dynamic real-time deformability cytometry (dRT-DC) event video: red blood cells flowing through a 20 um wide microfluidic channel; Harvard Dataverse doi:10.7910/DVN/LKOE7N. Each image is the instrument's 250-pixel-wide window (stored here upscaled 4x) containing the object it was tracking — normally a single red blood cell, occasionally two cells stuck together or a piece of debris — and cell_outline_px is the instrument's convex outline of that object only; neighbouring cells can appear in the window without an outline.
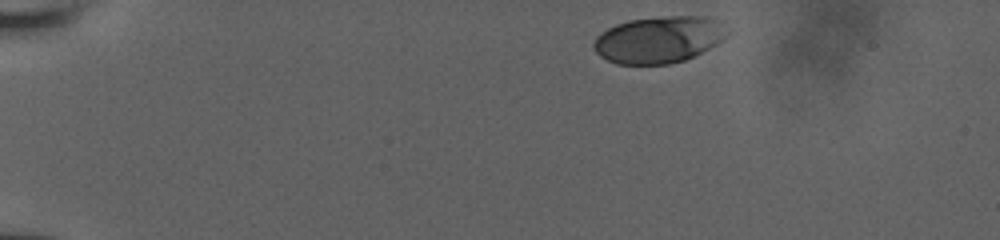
{"species": "human", "species_latin": "Homo sapiens", "temperature_condition": "room temperature", "stored_images_in_passage": 9, "camera_frame_rate_fps": 3000, "um_per_image_px": 0.085, "donor": {"sex": "male"}, "frame": {"image": 1, "passage_image": 1, "time_ms": 0.0, "image_size_px": [1000, 240], "cell_outline_px": [[732, 28], [724, 40], [684, 60], [668, 64], [616, 64], [600, 56], [592, 48], [592, 44], [596, 36], [600, 32], [616, 24], [628, 20], [664, 16], [708, 16], [720, 20]], "centroid_in_image_um": [56.04, 3.34], "position_along_channel_um": 29.0, "area_um2": 36.88}}
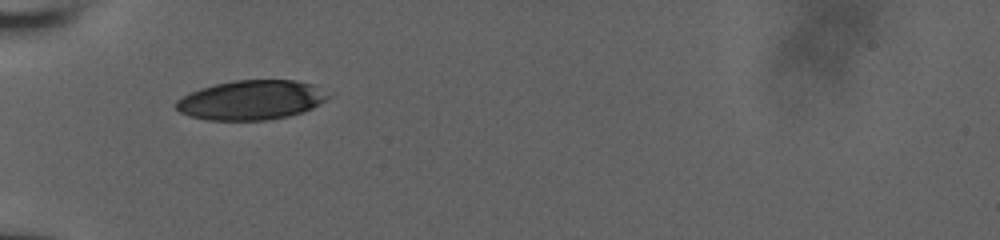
{"frame": {"image": 2, "passage_image": 7, "time_ms": 3.333, "image_size_px": [1000, 240], "cell_outline_px": [[328, 96], [324, 100], [312, 108], [288, 116], [268, 120], [208, 120], [192, 116], [180, 112], [176, 108], [176, 100], [200, 88], [216, 84], [236, 80], [296, 80], [312, 84]], "centroid_in_image_um": [21.32, 8.5], "position_along_channel_um": 63.7, "area_um2": 34.39}}